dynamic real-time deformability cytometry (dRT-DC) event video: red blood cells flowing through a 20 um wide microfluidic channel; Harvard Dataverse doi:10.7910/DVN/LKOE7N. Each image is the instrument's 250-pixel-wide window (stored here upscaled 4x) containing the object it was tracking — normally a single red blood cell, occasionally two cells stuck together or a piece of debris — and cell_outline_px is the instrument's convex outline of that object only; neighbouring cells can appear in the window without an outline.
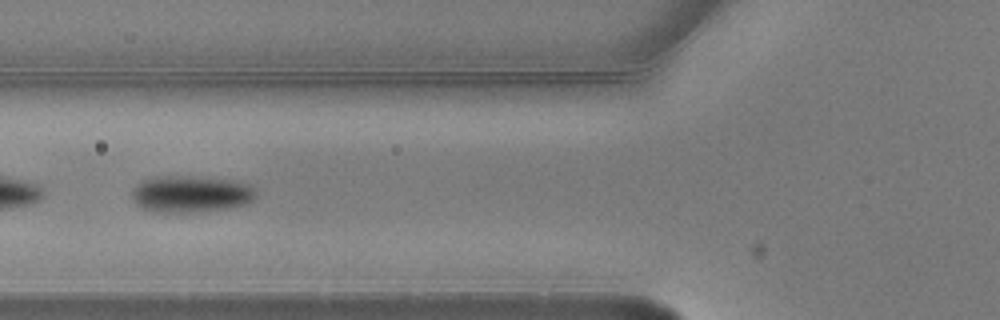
{"species": "common noctule bat (a hibernating species)", "species_latin": "Nyctalus noctula", "temperature_condition": "warm", "stored_images_in_passage": 8, "camera_frame_rate_fps": 3000, "um_per_image_px": 0.085, "animal": {"sex": "male", "body_mass_g": 20.5, "forearm_length_mm": 52.5}, "frame": {"image": 1, "passage_image": 6, "time_ms": 1.667, "image_size_px": [1000, 320], "cell_outline_px": [[256, 196], [248, 204], [228, 208], [188, 212], [160, 212], [144, 208], [136, 204], [132, 196], [132, 188], [140, 180], [156, 176], [188, 176], [232, 180], [252, 184], [256, 192]], "centroid_in_image_um": [16.23, 16.47], "position_along_channel_um": 109.6, "area_um2": 26.65}}